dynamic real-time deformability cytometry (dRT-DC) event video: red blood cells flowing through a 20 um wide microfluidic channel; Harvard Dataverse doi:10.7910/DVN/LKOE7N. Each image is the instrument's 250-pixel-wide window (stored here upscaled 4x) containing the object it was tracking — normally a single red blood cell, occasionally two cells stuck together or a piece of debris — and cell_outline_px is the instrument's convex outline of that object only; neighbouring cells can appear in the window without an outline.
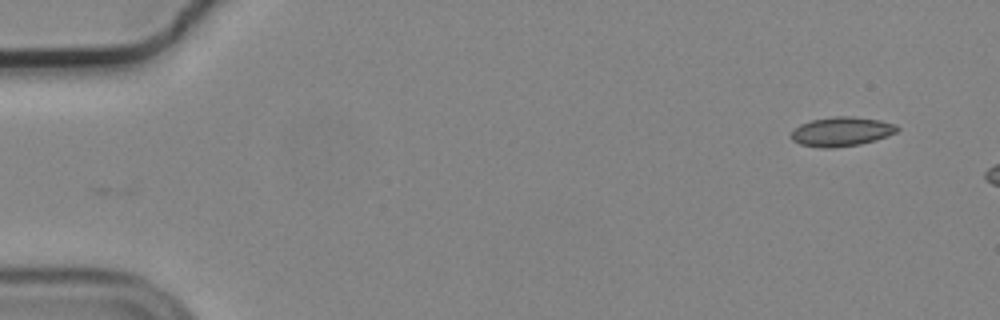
{"species": "common noctule bat (a hibernating species)", "species_latin": "Nyctalus noctula", "temperature_condition": "cold", "stored_images_in_passage": 6, "camera_frame_rate_fps": 3000, "um_per_image_px": 0.085, "animal": {"sex": "male", "body_mass_g": 19.2, "forearm_length_mm": 51.8}, "frame": {"image": 1, "passage_image": 1, "time_ms": 0.0, "image_size_px": [1000, 320], "cell_outline_px": [[900, 128], [896, 132], [888, 136], [876, 140], [860, 144], [832, 148], [820, 148], [800, 144], [792, 140], [792, 132], [800, 124], [812, 120], [832, 116], [852, 116], [880, 120], [896, 124]], "centroid_in_image_um": [71.56, 11.18], "position_along_channel_um": 13.4, "area_um2": 18.15}}